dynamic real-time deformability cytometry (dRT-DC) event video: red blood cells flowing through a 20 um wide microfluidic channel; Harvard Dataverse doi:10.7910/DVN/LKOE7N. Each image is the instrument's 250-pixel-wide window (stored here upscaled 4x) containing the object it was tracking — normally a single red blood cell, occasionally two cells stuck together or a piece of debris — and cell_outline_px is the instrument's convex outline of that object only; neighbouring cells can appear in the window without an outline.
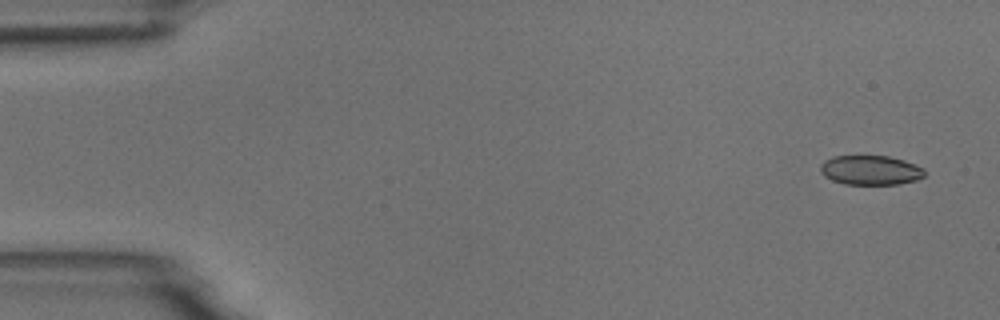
{"species": "common noctule bat (a hibernating species)", "species_latin": "Nyctalus noctula", "temperature_condition": "room temperature", "stored_images_in_passage": 4, "camera_frame_rate_fps": 3000, "um_per_image_px": 0.085, "animal": {"sex": "male", "body_mass_g": 18.8}, "frame": {"image": 1, "passage_image": 1, "time_ms": 0.0, "image_size_px": [1000, 320], "cell_outline_px": [[924, 176], [916, 180], [900, 184], [844, 184], [832, 180], [824, 176], [820, 172], [820, 164], [824, 160], [832, 156], [888, 156], [904, 160], [924, 168]], "centroid_in_image_um": [73.97, 14.46], "position_along_channel_um": 11.0, "area_um2": 17.98}}
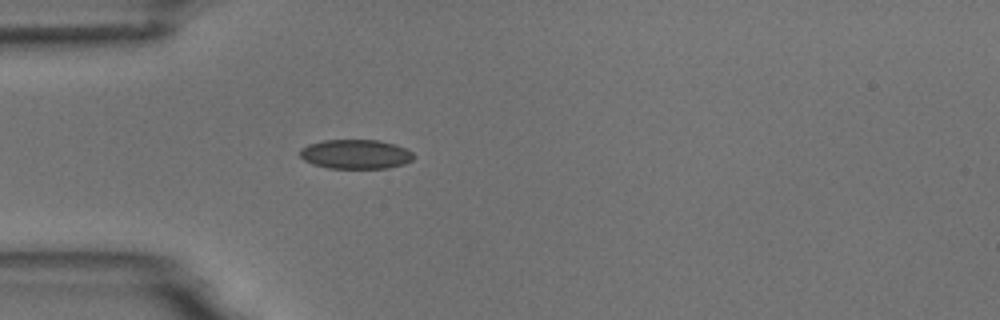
{"frame": {"image": 2, "passage_image": 4, "time_ms": 4.333, "image_size_px": [1000, 320], "cell_outline_px": [[416, 156], [412, 160], [404, 164], [388, 168], [328, 168], [312, 164], [304, 160], [300, 156], [300, 148], [308, 144], [324, 140], [380, 140], [396, 144], [412, 152]], "centroid_in_image_um": [30.24, 13.1], "position_along_channel_um": 54.8, "area_um2": 19.59}}